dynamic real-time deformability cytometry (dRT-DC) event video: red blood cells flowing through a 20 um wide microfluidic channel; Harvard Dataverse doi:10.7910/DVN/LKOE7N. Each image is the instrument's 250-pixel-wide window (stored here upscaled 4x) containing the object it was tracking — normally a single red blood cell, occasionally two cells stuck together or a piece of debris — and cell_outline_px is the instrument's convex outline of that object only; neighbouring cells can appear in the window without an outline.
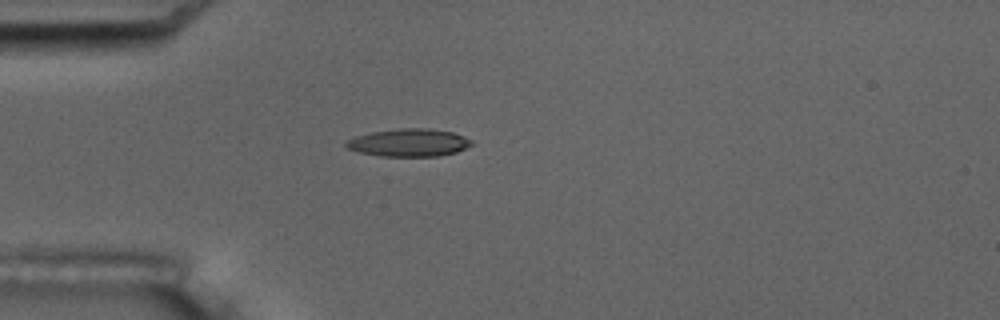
{"species": "common noctule bat (a hibernating species)", "species_latin": "Nyctalus noctula", "temperature_condition": "room temperature", "stored_images_in_passage": 4, "camera_frame_rate_fps": 3000, "um_per_image_px": 0.085, "animal": {"sex": "male", "body_mass_g": 17.5, "forearm_length_mm": 52.3}, "frame": {"image": 1, "passage_image": 4, "time_ms": 3.333, "image_size_px": [1000, 320], "cell_outline_px": [[472, 144], [456, 152], [436, 156], [380, 156], [360, 152], [348, 148], [344, 144], [348, 140], [356, 136], [372, 132], [400, 128], [428, 128], [452, 132], [464, 136], [472, 140]], "centroid_in_image_um": [34.76, 12.12], "position_along_channel_um": 50.2, "area_um2": 20.06}}